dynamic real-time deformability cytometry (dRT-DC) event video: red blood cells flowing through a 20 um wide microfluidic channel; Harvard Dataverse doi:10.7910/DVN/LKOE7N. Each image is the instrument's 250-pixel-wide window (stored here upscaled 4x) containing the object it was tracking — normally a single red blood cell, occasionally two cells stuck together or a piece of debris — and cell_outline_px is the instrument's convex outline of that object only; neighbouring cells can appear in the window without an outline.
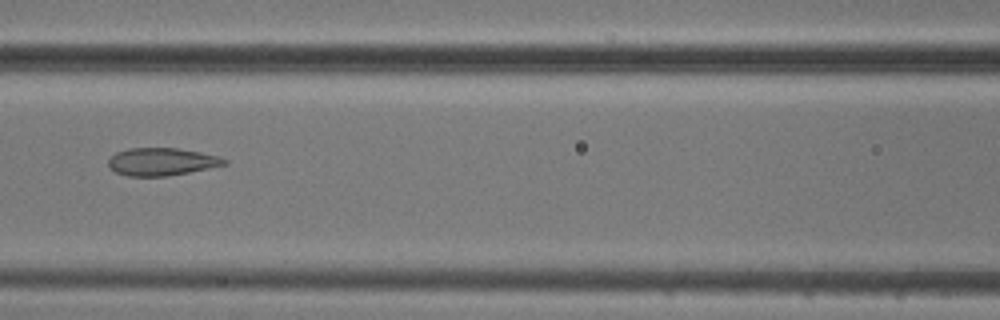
{"species": "common noctule bat (a hibernating species)", "species_latin": "Nyctalus noctula", "temperature_condition": "cold", "stored_images_in_passage": 10, "camera_frame_rate_fps": 3000, "um_per_image_px": 0.085, "animal": {"sex": "male", "body_mass_g": 20.5, "forearm_length_mm": 52.5}, "frame": {"image": 1, "passage_image": 7, "time_ms": 7.0, "image_size_px": [1000, 320], "cell_outline_px": [[228, 164], [168, 176], [128, 176], [116, 172], [108, 164], [108, 160], [116, 152], [128, 148], [176, 148], [200, 152], [220, 156], [228, 160]], "centroid_in_image_um": [13.76, 13.74], "position_along_channel_um": 152.8, "area_um2": 18.61}}
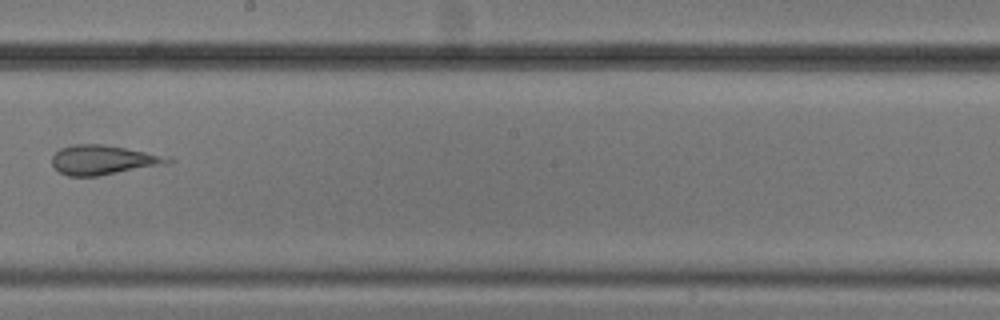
{"frame": {"image": 2, "passage_image": 9, "time_ms": 9.333, "image_size_px": [1000, 320], "cell_outline_px": [[176, 160], [96, 176], [68, 176], [60, 172], [52, 164], [52, 156], [60, 148], [72, 144], [100, 144], [172, 156]], "centroid_in_image_um": [8.7, 13.57], "position_along_channel_um": 239.5, "area_um2": 19.31}}
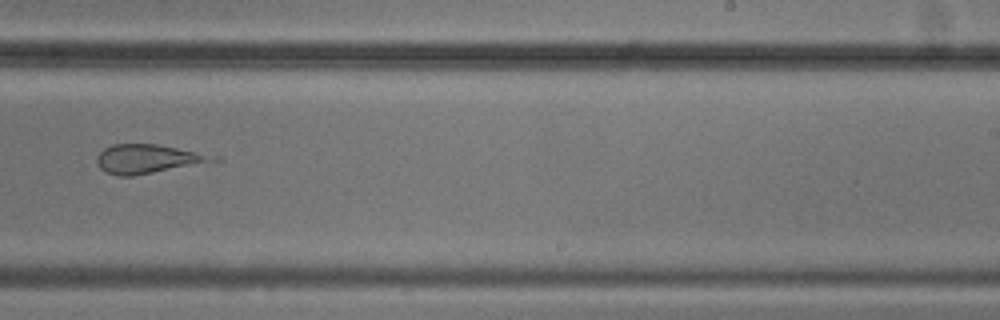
{"frame": {"image": 3, "passage_image": 10, "time_ms": 10.333, "image_size_px": [1000, 320], "cell_outline_px": [[224, 160], [132, 176], [116, 176], [104, 172], [100, 168], [96, 160], [96, 156], [104, 148], [112, 144], [156, 144], [220, 156]], "centroid_in_image_um": [12.59, 13.51], "position_along_channel_um": 276.4, "area_um2": 19.83}}